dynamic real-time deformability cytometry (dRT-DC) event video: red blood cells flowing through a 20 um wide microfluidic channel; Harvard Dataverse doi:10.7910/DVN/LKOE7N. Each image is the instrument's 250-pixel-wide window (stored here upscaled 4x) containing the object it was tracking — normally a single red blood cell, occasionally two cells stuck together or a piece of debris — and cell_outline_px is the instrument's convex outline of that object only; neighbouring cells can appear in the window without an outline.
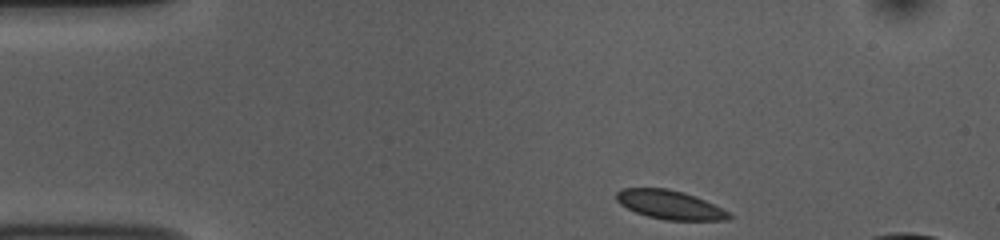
{"species": "common noctule bat (a hibernating species)", "species_latin": "Nyctalus noctula", "temperature_condition": "room temperature", "stored_images_in_passage": 47, "camera_frame_rate_fps": 3000, "um_per_image_px": 0.085, "animal": {"sex": "female", "body_mass_g": 10.0, "forearm_length_mm": 53.1}, "frame": {"image": 1, "passage_image": 1, "time_ms": 0.0, "image_size_px": [1000, 240], "cell_outline_px": [[732, 216], [728, 220], [668, 220], [648, 216], [636, 212], [620, 204], [616, 200], [616, 192], [620, 188], [668, 188], [684, 192], [704, 200], [728, 212]], "centroid_in_image_um": [56.9, 17.39], "position_along_channel_um": 28.1, "area_um2": 18.73}}
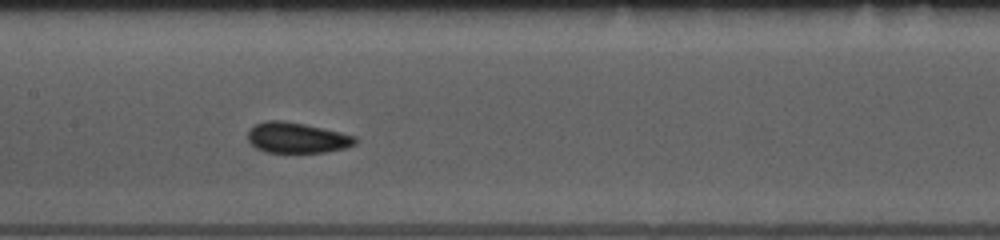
{"frame": {"image": 2, "passage_image": 18, "time_ms": 5.667, "image_size_px": [1000, 240], "cell_outline_px": [[360, 140], [356, 144], [344, 148], [324, 152], [268, 152], [256, 148], [248, 140], [248, 132], [256, 124], [268, 120], [280, 120], [304, 124], [340, 132], [356, 136]], "centroid_in_image_um": [25.27, 11.71], "position_along_channel_um": 182.1, "area_um2": 18.96}}
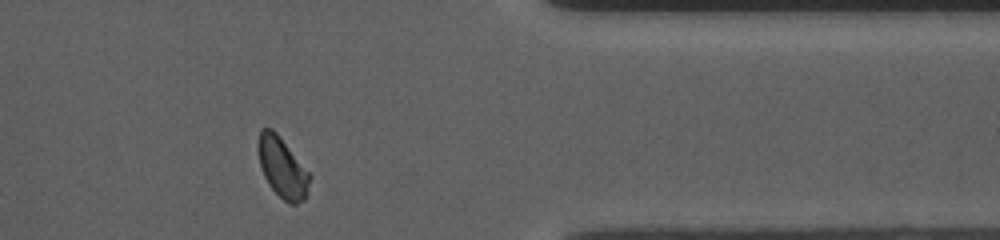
{"frame": {"image": 3, "passage_image": 36, "time_ms": 11.667, "image_size_px": [1000, 240], "cell_outline_px": [[312, 176], [304, 200], [296, 204], [288, 204], [268, 184], [264, 176], [260, 164], [256, 144], [256, 140], [260, 128], [272, 128], [276, 132]], "centroid_in_image_um": [23.97, 14.22], "position_along_channel_um": 387.4, "area_um2": 18.15}, "authors_computed_cell_mechanics": {"area_um2": 18.6694, "velocity_mm_per_s": 3.7122, "shape_relaxation_time_tau1_ms": 3.2771, "shape_relaxation_time_tau2_ms": null, "deformation_change_tau1": 0.0822, "deformation_change_tau2": null}}